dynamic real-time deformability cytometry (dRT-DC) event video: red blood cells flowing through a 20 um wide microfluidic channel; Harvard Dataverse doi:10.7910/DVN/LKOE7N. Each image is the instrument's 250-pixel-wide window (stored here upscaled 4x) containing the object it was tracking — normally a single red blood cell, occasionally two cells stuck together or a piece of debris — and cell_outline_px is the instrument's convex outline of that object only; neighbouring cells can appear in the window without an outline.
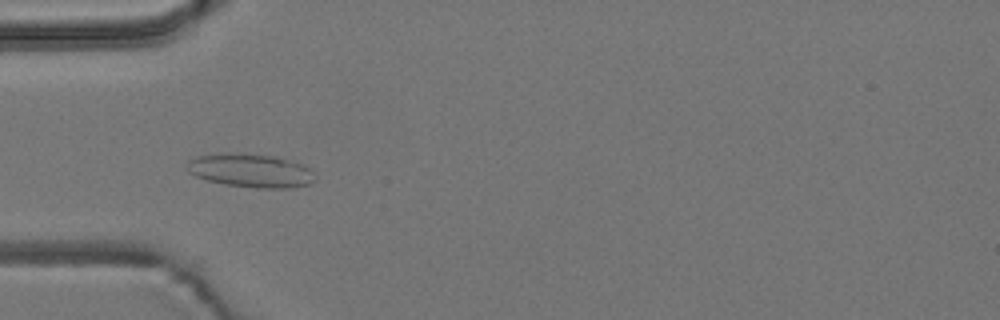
{"species": "common noctule bat (a hibernating species)", "species_latin": "Nyctalus noctula", "temperature_condition": "room temperature", "stored_images_in_passage": 7, "camera_frame_rate_fps": 3000, "um_per_image_px": 0.085, "animal": {"sex": "male", "body_mass_g": 19.2, "forearm_length_mm": 51.8}, "frame": {"image": 1, "passage_image": 1, "time_ms": 0.0, "image_size_px": [1000, 320], "cell_outline_px": [[316, 180], [312, 184], [288, 188], [256, 188], [224, 184], [208, 180], [196, 176], [188, 172], [184, 168], [184, 164], [188, 160], [196, 156], [220, 152], [228, 152], [276, 156], [292, 160], [308, 168], [312, 172]], "centroid_in_image_um": [21.25, 14.49], "position_along_channel_um": 63.7, "area_um2": 25.49}}
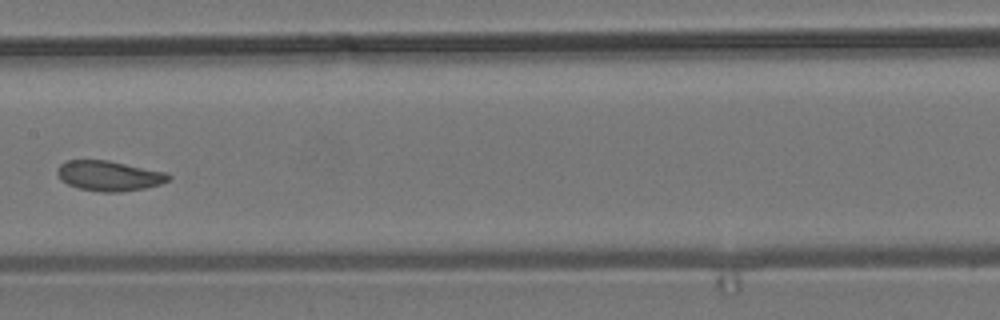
{"frame": {"image": 2, "passage_image": 4, "time_ms": 1.0, "image_size_px": [1000, 320], "cell_outline_px": [[172, 176], [168, 180], [160, 184], [144, 188], [120, 192], [104, 192], [80, 188], [68, 184], [60, 180], [56, 172], [60, 164], [64, 160], [108, 160], [164, 172]], "centroid_in_image_um": [9.23, 14.93], "position_along_channel_um": 198.2, "area_um2": 19.36}}
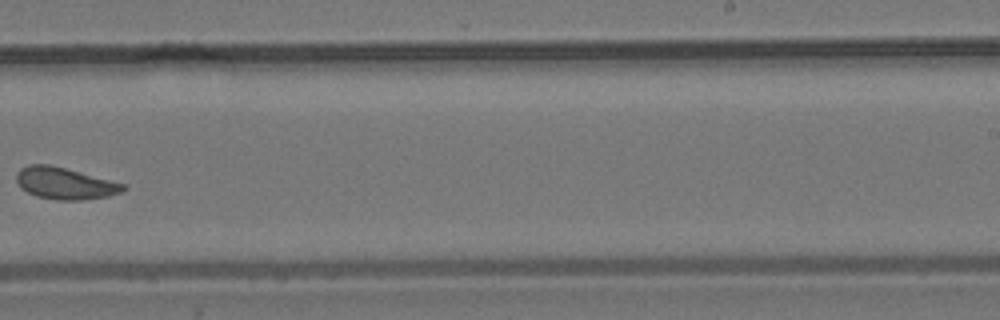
{"frame": {"image": 3, "passage_image": 6, "time_ms": 1.667, "image_size_px": [1000, 320], "cell_outline_px": [[128, 188], [124, 192], [108, 196], [84, 200], [56, 200], [36, 196], [20, 188], [16, 180], [16, 172], [20, 168], [28, 164], [48, 164], [64, 168], [124, 184]], "centroid_in_image_um": [5.49, 15.59], "position_along_channel_um": 283.5, "area_um2": 19.77}}